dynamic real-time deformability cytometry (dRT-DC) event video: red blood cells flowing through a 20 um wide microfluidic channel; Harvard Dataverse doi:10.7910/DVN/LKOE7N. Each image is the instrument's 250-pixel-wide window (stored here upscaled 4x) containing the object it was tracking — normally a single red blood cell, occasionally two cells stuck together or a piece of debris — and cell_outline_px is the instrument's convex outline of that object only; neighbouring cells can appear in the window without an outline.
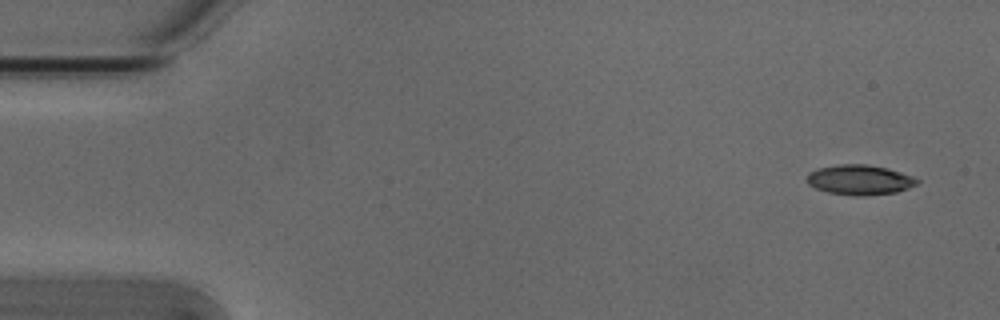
{"species": "Egyptian fruit bat (a non-hibernating species)", "species_latin": "Rousettus aegyptiacus", "temperature_condition": "cold", "stored_images_in_passage": 5, "camera_frame_rate_fps": 3000, "um_per_image_px": 0.085, "animal": {"sex": "male"}, "frame": {"image": 1, "passage_image": 1, "time_ms": 0.0, "image_size_px": [1000, 320], "cell_outline_px": [[920, 180], [916, 184], [908, 188], [896, 192], [868, 196], [856, 196], [828, 192], [816, 188], [808, 184], [808, 172], [816, 168], [840, 164], [864, 164], [888, 168], [912, 176]], "centroid_in_image_um": [73.07, 15.28], "position_along_channel_um": 11.9, "area_um2": 19.25}}
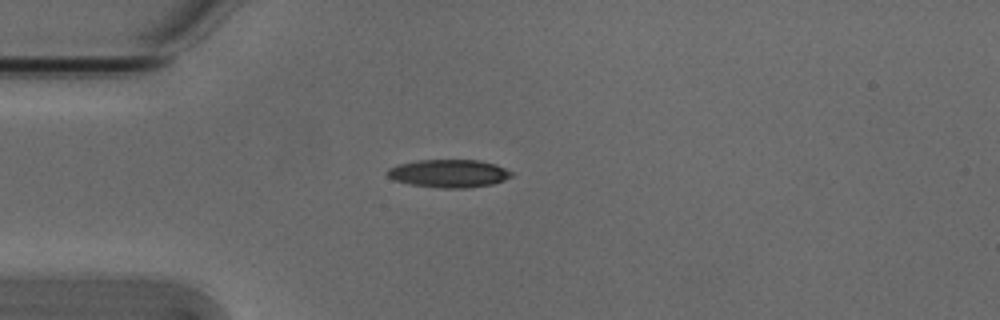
{"frame": {"image": 2, "passage_image": 4, "time_ms": 1.0, "image_size_px": [1000, 320], "cell_outline_px": [[512, 176], [504, 180], [492, 184], [468, 188], [440, 188], [408, 184], [392, 180], [388, 176], [388, 168], [396, 164], [420, 160], [480, 160], [496, 164], [512, 172]], "centroid_in_image_um": [38.13, 14.74], "position_along_channel_um": 46.9, "area_um2": 20.35}}